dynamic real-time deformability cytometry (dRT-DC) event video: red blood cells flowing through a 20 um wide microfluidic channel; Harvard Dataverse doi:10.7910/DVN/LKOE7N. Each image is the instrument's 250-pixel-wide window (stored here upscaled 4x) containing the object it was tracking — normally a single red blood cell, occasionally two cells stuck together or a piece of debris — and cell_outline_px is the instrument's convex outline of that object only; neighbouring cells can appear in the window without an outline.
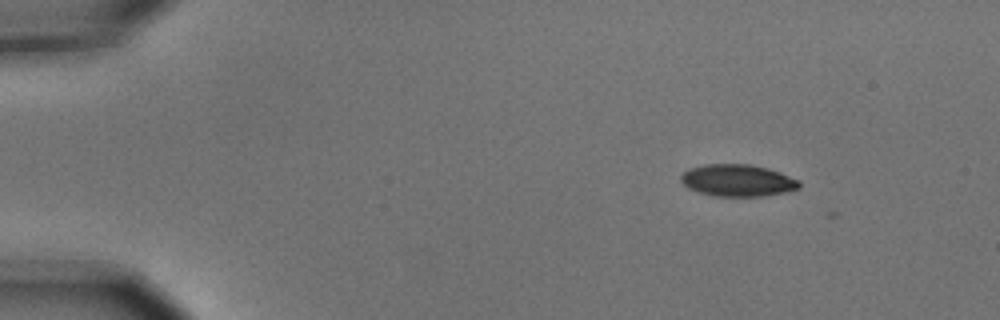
{"species": "common noctule bat (a hibernating species)", "species_latin": "Nyctalus noctula", "temperature_condition": "cold", "stored_images_in_passage": 3, "camera_frame_rate_fps": 3000, "um_per_image_px": 0.085, "animal": {"sex": "male", "body_mass_g": 15.6}, "frame": {"image": 1, "passage_image": 3, "time_ms": 0.667, "image_size_px": [1000, 320], "cell_outline_px": [[800, 188], [784, 192], [764, 196], [712, 196], [688, 188], [680, 180], [680, 176], [688, 168], [704, 164], [752, 164], [768, 168], [780, 172], [800, 180]], "centroid_in_image_um": [62.7, 15.33], "position_along_channel_um": 22.3, "area_um2": 22.2}}